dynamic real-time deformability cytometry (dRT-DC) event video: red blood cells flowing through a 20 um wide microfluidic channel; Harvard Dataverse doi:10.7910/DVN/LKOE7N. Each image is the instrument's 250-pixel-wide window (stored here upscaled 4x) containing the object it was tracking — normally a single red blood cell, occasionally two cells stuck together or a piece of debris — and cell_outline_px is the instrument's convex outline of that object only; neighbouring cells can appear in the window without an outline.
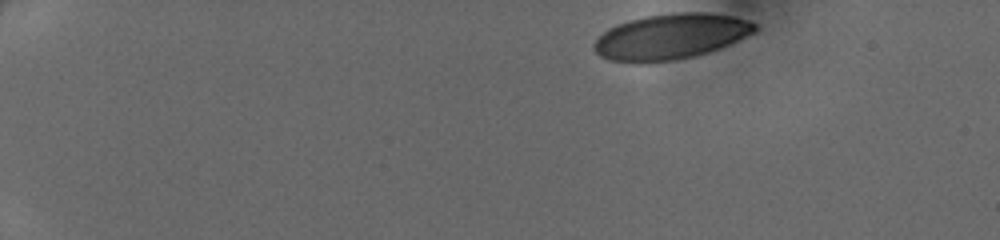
{"species": "human", "species_latin": "Homo sapiens", "temperature_condition": "cold", "stored_images_in_passage": 42, "camera_frame_rate_fps": 3000, "um_per_image_px": 0.085, "donor": {"sex": "female"}, "frame": {"image": 1, "passage_image": 1, "time_ms": 0.0, "image_size_px": [1000, 240], "cell_outline_px": [[756, 32], [720, 48], [708, 52], [692, 56], [672, 60], [640, 64], [608, 60], [600, 56], [592, 48], [592, 44], [608, 28], [616, 24], [628, 20], [644, 16], [672, 12], [712, 12], [732, 16], [748, 20], [756, 24]], "centroid_in_image_um": [56.98, 3.1], "position_along_channel_um": 28.0, "area_um2": 43.06}}
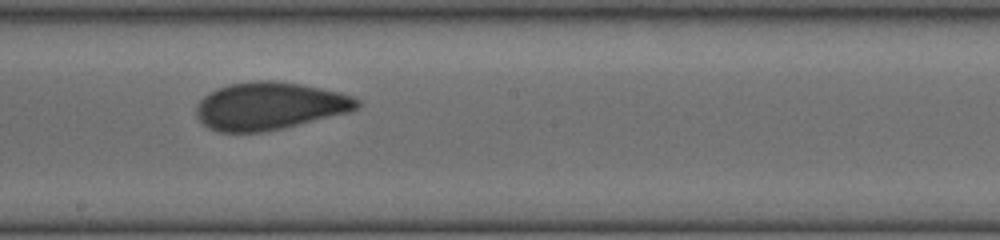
{"frame": {"image": 2, "passage_image": 23, "time_ms": 7.333, "image_size_px": [1000, 240], "cell_outline_px": [[360, 108], [352, 112], [280, 128], [260, 132], [220, 132], [208, 128], [196, 116], [196, 108], [200, 100], [204, 96], [228, 84], [252, 80], [272, 80], [300, 84], [340, 92], [352, 96], [360, 100]], "centroid_in_image_um": [22.94, 9.0], "position_along_channel_um": 225.3, "area_um2": 44.51}}
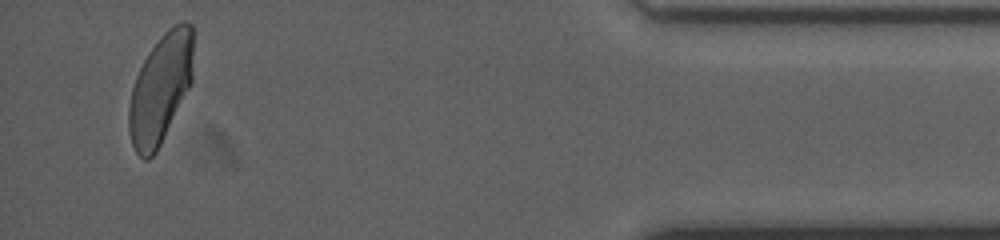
{"frame": {"image": 3, "passage_image": 40, "time_ms": 13.0, "image_size_px": [1000, 240], "cell_outline_px": [[192, 80], [156, 152], [148, 160], [144, 160], [136, 152], [132, 144], [128, 128], [128, 108], [132, 88], [136, 76], [148, 52], [164, 32], [168, 28], [184, 20], [188, 20], [192, 24]], "centroid_in_image_um": [13.62, 7.52], "position_along_channel_um": 421.6, "area_um2": 40.58}}